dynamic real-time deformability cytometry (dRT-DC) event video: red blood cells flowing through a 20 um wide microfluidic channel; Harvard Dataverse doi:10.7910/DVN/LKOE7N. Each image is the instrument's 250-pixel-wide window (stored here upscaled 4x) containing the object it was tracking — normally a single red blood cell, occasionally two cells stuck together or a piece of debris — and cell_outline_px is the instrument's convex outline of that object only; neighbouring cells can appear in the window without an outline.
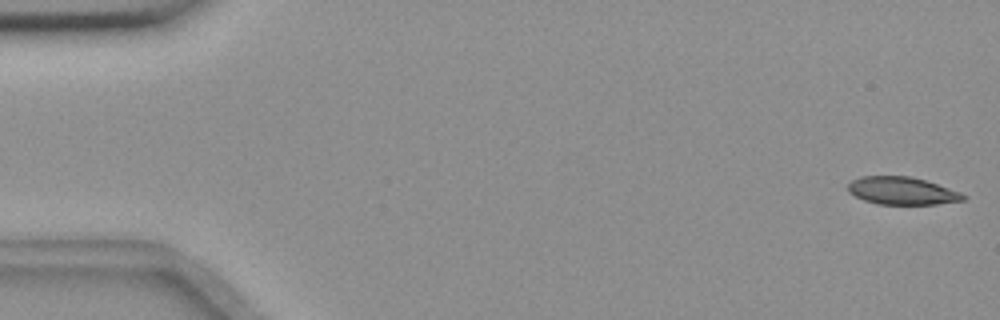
{"species": "common noctule bat (a hibernating species)", "species_latin": "Nyctalus noctula", "temperature_condition": "room temperature", "stored_images_in_passage": 55, "camera_frame_rate_fps": 3000, "um_per_image_px": 0.085, "animal": {"sex": "female", "body_mass_g": 18.4}, "frame": {"image": 1, "passage_image": 1, "time_ms": 0.0, "image_size_px": [1000, 320], "cell_outline_px": [[968, 196], [964, 200], [936, 204], [876, 204], [864, 200], [848, 192], [848, 184], [852, 180], [860, 176], [912, 176], [960, 192]], "centroid_in_image_um": [76.65, 16.22], "position_along_channel_um": 8.3, "area_um2": 18.5}}
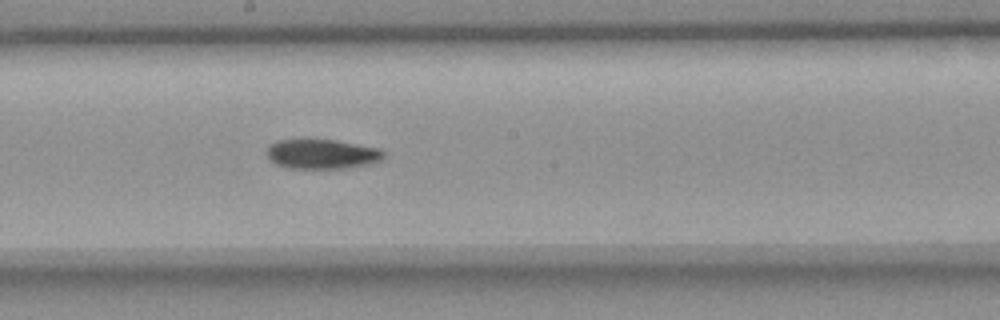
{"frame": {"image": 2, "passage_image": 30, "time_ms": 9.667, "image_size_px": [1000, 320], "cell_outline_px": [[384, 156], [380, 160], [372, 164], [348, 168], [288, 168], [276, 164], [268, 160], [268, 148], [276, 140], [336, 140], [380, 148], [384, 152]], "centroid_in_image_um": [27.4, 13.1], "position_along_channel_um": 220.8, "area_um2": 20.17}}
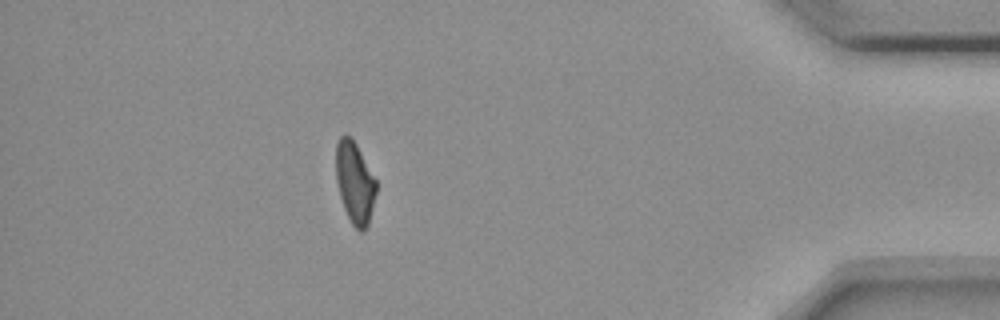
{"frame": {"image": 3, "passage_image": 49, "time_ms": 16.0, "image_size_px": [1000, 320], "cell_outline_px": [[376, 192], [368, 224], [364, 232], [360, 232], [352, 224], [344, 208], [340, 196], [336, 180], [336, 144], [340, 136], [344, 132], [352, 136], [376, 180]], "centroid_in_image_um": [30.14, 15.48], "position_along_channel_um": 405.1, "area_um2": 19.19}}